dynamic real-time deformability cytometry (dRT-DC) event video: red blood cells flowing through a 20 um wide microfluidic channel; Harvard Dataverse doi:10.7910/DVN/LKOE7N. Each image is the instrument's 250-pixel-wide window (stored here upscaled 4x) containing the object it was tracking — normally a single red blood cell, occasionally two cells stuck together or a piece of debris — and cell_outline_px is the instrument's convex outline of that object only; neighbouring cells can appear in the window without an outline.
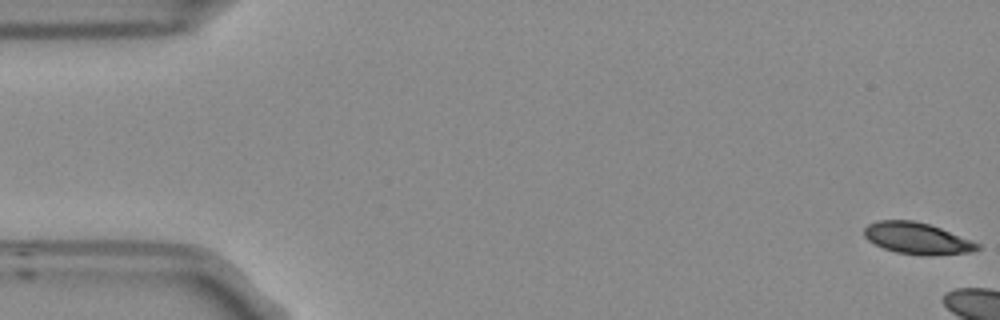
{"species": "Egyptian fruit bat (a non-hibernating species)", "species_latin": "Rousettus aegyptiacus", "temperature_condition": "room temperature", "stored_images_in_passage": 6, "camera_frame_rate_fps": 3000, "um_per_image_px": 0.085, "frame": {"image": 1, "passage_image": 1, "time_ms": 0.0, "image_size_px": [1000, 320], "cell_outline_px": [[980, 248], [972, 252], [928, 256], [924, 256], [896, 252], [884, 248], [868, 240], [864, 236], [864, 228], [868, 224], [880, 220], [912, 220], [928, 224], [940, 228], [972, 240], [980, 244]], "centroid_in_image_um": [77.97, 20.27], "position_along_channel_um": 7.0, "area_um2": 20.75}}